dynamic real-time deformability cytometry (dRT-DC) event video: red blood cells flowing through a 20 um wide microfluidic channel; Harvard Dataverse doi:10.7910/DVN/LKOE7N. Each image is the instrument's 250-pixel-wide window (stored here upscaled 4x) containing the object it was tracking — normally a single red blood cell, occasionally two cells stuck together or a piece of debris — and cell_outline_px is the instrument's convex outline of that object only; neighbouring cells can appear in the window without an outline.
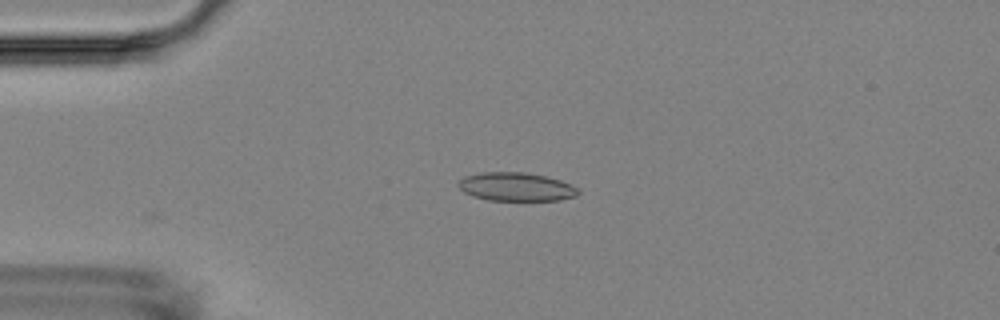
{"species": "Egyptian fruit bat (a non-hibernating species)", "species_latin": "Rousettus aegyptiacus", "temperature_condition": "room temperature", "stored_images_in_passage": 4, "camera_frame_rate_fps": 3000, "um_per_image_px": 0.085, "animal": {"sex": "female"}, "frame": {"image": 1, "passage_image": 4, "time_ms": 3.667, "image_size_px": [1000, 320], "cell_outline_px": [[580, 192], [576, 196], [560, 200], [488, 200], [472, 196], [464, 192], [456, 184], [464, 176], [480, 172], [524, 172], [544, 176], [560, 180], [576, 188]], "centroid_in_image_um": [43.82, 15.87], "position_along_channel_um": 41.2, "area_um2": 19.83}}